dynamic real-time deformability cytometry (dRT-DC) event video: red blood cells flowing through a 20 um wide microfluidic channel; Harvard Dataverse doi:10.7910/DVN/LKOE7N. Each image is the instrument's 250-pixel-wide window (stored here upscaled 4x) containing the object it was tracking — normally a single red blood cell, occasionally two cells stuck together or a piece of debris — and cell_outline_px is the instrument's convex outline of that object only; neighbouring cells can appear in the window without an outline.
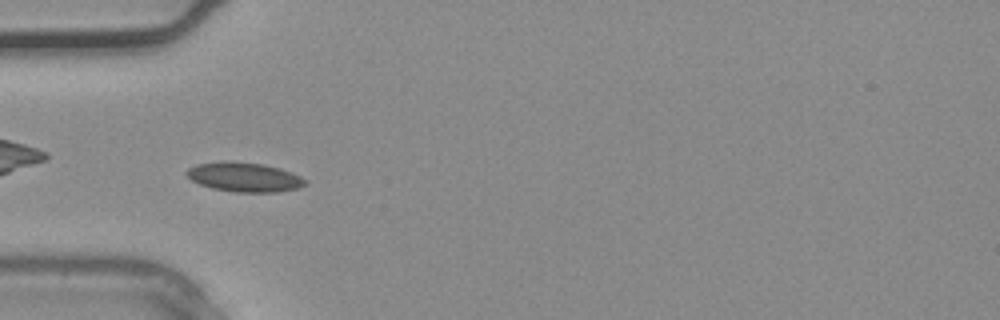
{"species": "common noctule bat (a hibernating species)", "species_latin": "Nyctalus noctula", "temperature_condition": "warm", "stored_images_in_passage": 36, "camera_frame_rate_fps": 3000, "um_per_image_px": 0.085, "animal": {"sex": "male", "body_mass_g": 20.4}, "frame": {"image": 1, "passage_image": 11, "time_ms": 3.333, "image_size_px": [1000, 320], "cell_outline_px": [[308, 184], [296, 188], [276, 192], [236, 192], [212, 188], [200, 184], [192, 180], [184, 172], [188, 168], [196, 164], [220, 160], [232, 160], [264, 164], [280, 168], [292, 172], [308, 180]], "centroid_in_image_um": [20.76, 15.03], "position_along_channel_um": 64.2, "area_um2": 20.63}}